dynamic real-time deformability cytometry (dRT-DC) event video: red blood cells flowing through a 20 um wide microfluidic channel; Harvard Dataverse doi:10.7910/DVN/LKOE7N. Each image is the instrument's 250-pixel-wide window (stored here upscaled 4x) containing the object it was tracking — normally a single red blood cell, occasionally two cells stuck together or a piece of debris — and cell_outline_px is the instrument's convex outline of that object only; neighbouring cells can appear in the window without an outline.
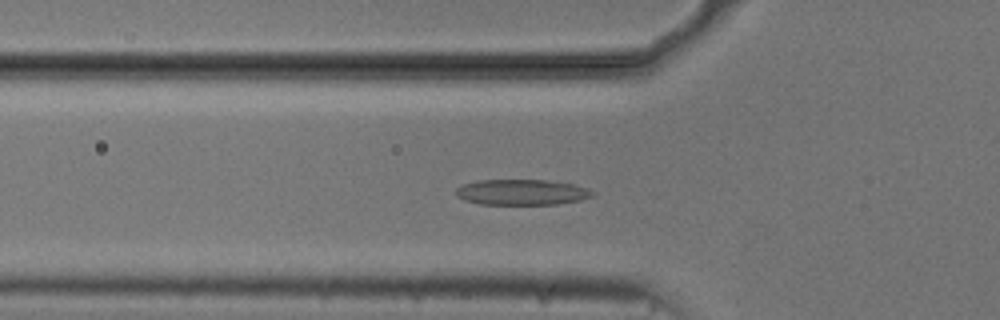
{"species": "common noctule bat (a hibernating species)", "species_latin": "Nyctalus noctula", "temperature_condition": "cold", "stored_images_in_passage": 46, "camera_frame_rate_fps": 3000, "um_per_image_px": 0.085, "animal": {"sex": "male", "body_mass_g": 20.5, "forearm_length_mm": 52.5}, "frame": {"image": 1, "passage_image": 10, "time_ms": 3.0, "image_size_px": [1000, 320], "cell_outline_px": [[596, 192], [592, 196], [580, 200], [556, 204], [480, 204], [464, 200], [456, 196], [456, 188], [460, 184], [476, 180], [544, 180], [576, 184], [588, 188]], "centroid_in_image_um": [44.33, 16.33], "position_along_channel_um": 81.5, "area_um2": 20.58}}
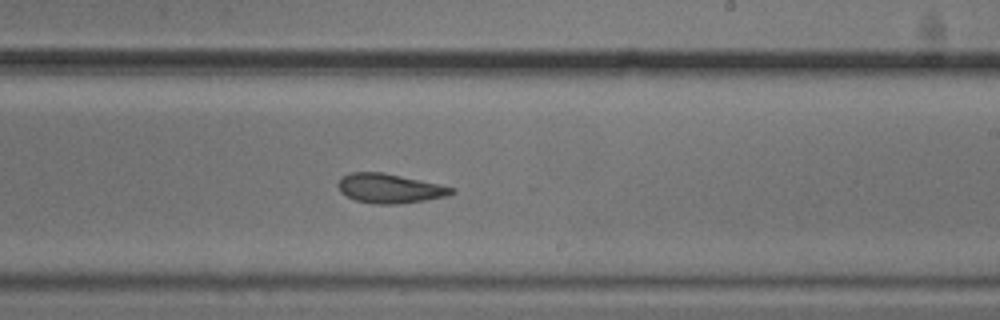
{"frame": {"image": 2, "passage_image": 24, "time_ms": 7.667, "image_size_px": [1000, 320], "cell_outline_px": [[456, 192], [448, 196], [400, 204], [376, 204], [356, 200], [340, 192], [336, 184], [344, 176], [352, 172], [380, 172], [400, 176], [456, 188]], "centroid_in_image_um": [33.13, 16.02], "position_along_channel_um": 255.9, "area_um2": 19.19}}
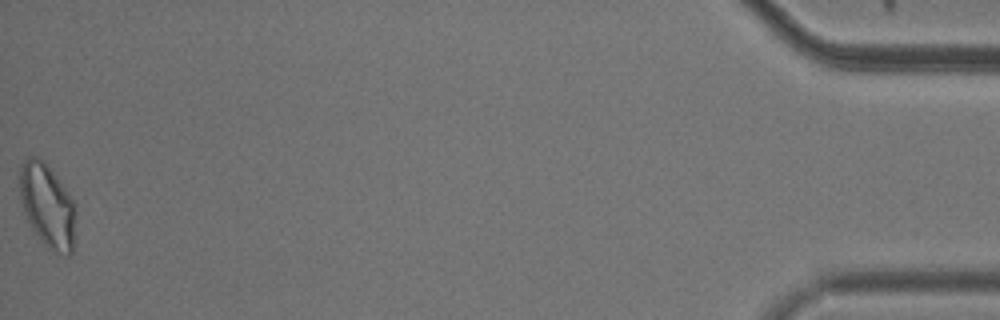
{"frame": {"image": 3, "passage_image": 46, "time_ms": 15.0, "image_size_px": [1000, 320], "cell_outline_px": [[76, 216], [72, 252], [68, 256], [64, 256], [48, 248], [44, 244], [32, 228], [24, 212], [20, 200], [16, 176], [24, 160], [28, 156], [36, 156], [44, 160], [48, 164], [76, 204]], "centroid_in_image_um": [4.01, 17.43], "position_along_channel_um": 431.2, "area_um2": 27.98}, "authors_computed_cell_mechanics": {"area_um2": 20.3745, "velocity_mm_per_s": 3.7221, "shape_relaxation_time_tau1_ms": 3.9186, "shape_relaxation_time_tau2_ms": 2.1298, "deformation_change_tau1": 0.1258, "deformation_change_tau2": 0.0943}}